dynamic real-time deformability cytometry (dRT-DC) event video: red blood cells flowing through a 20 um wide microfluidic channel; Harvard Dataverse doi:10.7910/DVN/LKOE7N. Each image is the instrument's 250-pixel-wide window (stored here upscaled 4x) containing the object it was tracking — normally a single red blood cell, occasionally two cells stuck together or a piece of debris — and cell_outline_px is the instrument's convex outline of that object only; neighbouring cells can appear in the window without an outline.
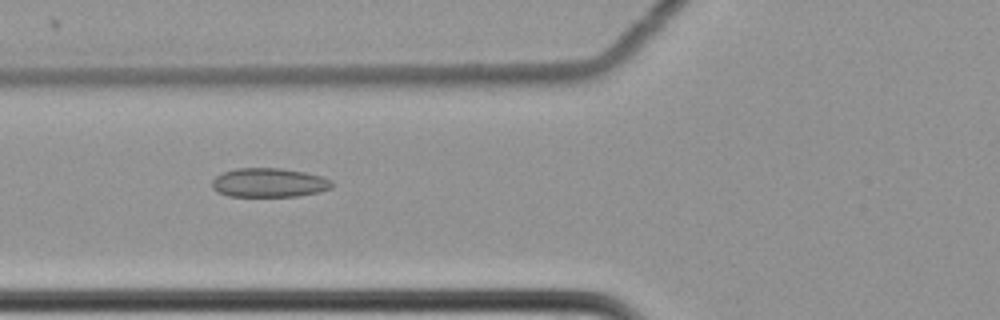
{"species": "common noctule bat (a hibernating species)", "species_latin": "Nyctalus noctula", "temperature_condition": "cold", "stored_images_in_passage": 44, "camera_frame_rate_fps": 3000, "um_per_image_px": 0.085, "animal": {"sex": "female", "body_mass_g": 22.7, "forearm_length_mm": 54.2}, "frame": {"image": 1, "passage_image": 8, "time_ms": 2.333, "image_size_px": [1000, 320], "cell_outline_px": [[332, 188], [320, 192], [300, 196], [228, 196], [216, 192], [212, 188], [212, 180], [216, 176], [224, 172], [236, 168], [280, 168], [304, 172], [320, 176], [332, 180]], "centroid_in_image_um": [22.86, 15.53], "position_along_channel_um": 102.9, "area_um2": 20.4}}
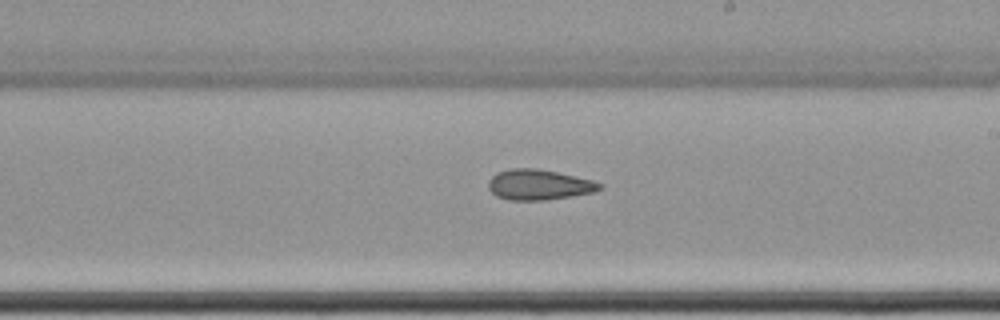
{"frame": {"image": 2, "passage_image": 20, "time_ms": 6.333, "image_size_px": [1000, 320], "cell_outline_px": [[604, 188], [592, 192], [572, 196], [544, 200], [508, 200], [496, 196], [488, 188], [488, 180], [496, 172], [508, 168], [536, 168], [556, 172], [592, 180], [604, 184]], "centroid_in_image_um": [45.78, 15.69], "position_along_channel_um": 243.2, "area_um2": 19.83}}
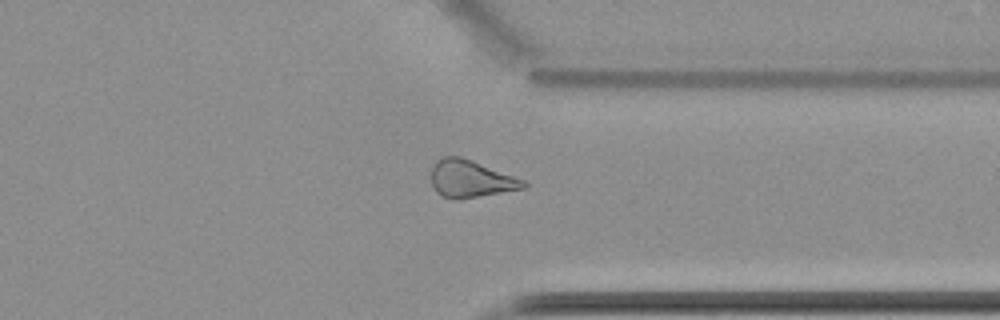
{"frame": {"image": 3, "passage_image": 31, "time_ms": 10.0, "image_size_px": [1000, 320], "cell_outline_px": [[528, 184], [524, 188], [460, 200], [456, 200], [440, 196], [436, 192], [432, 184], [432, 168], [436, 160], [444, 156], [460, 156], [472, 160], [524, 180]], "centroid_in_image_um": [39.98, 15.21], "position_along_channel_um": 371.4, "area_um2": 20.06}, "authors_computed_cell_mechanics": {"area_um2": 20.23, "velocity_mm_per_s": 3.5062, "shape_relaxation_time_tau1_ms": null, "shape_relaxation_time_tau2_ms": 9.5946, "deformation_change_tau1": null, "deformation_change_tau2": 0.1719}}